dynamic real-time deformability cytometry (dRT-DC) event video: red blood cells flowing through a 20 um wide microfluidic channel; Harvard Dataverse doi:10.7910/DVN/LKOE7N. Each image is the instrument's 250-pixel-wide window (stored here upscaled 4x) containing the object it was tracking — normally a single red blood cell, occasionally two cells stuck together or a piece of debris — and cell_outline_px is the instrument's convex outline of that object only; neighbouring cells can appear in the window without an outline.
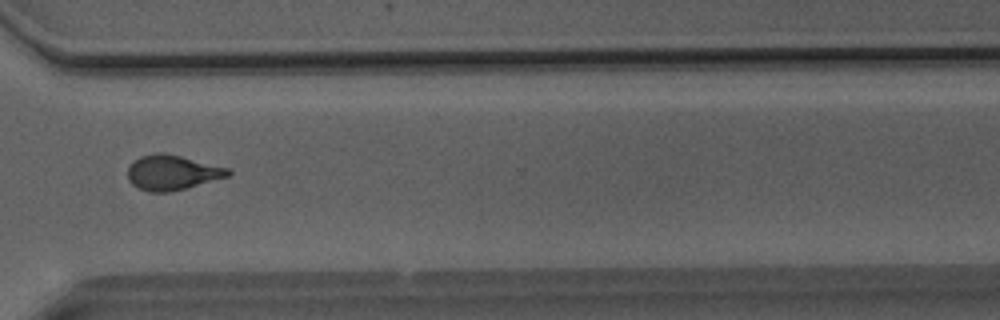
{"species": "Egyptian fruit bat (a non-hibernating species)", "species_latin": "Rousettus aegyptiacus", "temperature_condition": "room temperature", "stored_images_in_passage": 52, "segment_of_instrument_passage": [1, 2], "camera_frame_rate_fps": 3000, "um_per_image_px": 0.085, "animal": {"sex": "male"}, "frame": {"image": 1, "passage_image": 38, "time_ms": 12.333, "image_size_px": [1000, 320], "cell_outline_px": [[232, 172], [228, 176], [172, 192], [148, 192], [132, 184], [128, 180], [128, 168], [140, 156], [156, 152], [164, 152], [228, 168]], "centroid_in_image_um": [14.62, 14.67], "position_along_channel_um": 356.0, "area_um2": 20.23}}
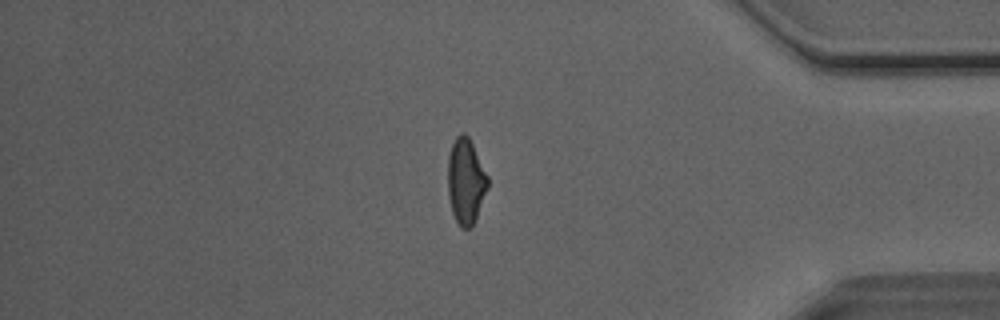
{"frame": {"image": 2, "passage_image": 43, "time_ms": 14.0, "image_size_px": [1000, 320], "cell_outline_px": [[488, 188], [476, 220], [472, 228], [460, 228], [452, 212], [448, 192], [448, 156], [452, 144], [456, 136], [460, 132], [464, 132], [468, 136], [488, 176]], "centroid_in_image_um": [39.59, 15.42], "position_along_channel_um": 395.6, "area_um2": 20.0}}
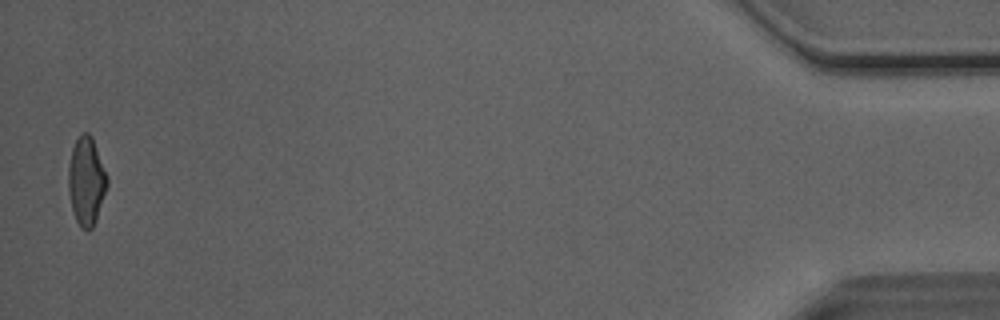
{"frame": {"image": 3, "passage_image": 50, "time_ms": 16.333, "image_size_px": [1000, 320], "cell_outline_px": [[108, 184], [96, 220], [92, 228], [88, 232], [80, 228], [76, 220], [72, 208], [68, 188], [68, 168], [72, 148], [80, 132], [88, 132], [92, 136], [108, 176]], "centroid_in_image_um": [7.34, 15.38], "position_along_channel_um": 427.9, "area_um2": 20.11}}